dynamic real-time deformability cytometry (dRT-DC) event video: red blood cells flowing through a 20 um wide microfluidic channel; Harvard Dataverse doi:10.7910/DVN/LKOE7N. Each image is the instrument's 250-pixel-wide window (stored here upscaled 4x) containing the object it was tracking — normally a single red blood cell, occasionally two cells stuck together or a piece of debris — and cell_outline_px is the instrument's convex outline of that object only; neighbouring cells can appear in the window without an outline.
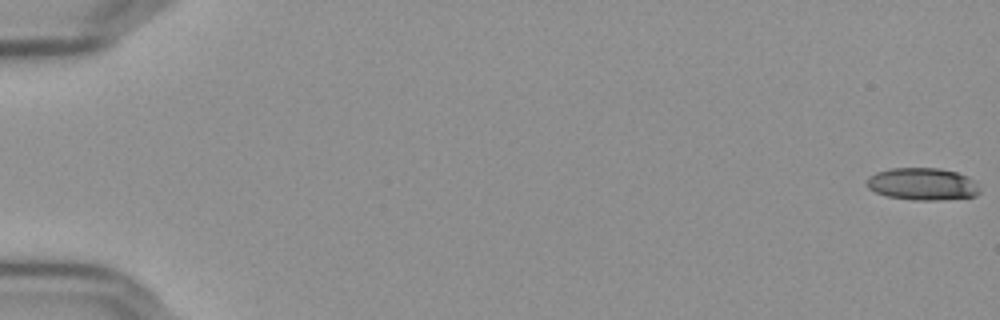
{"species": "Egyptian fruit bat (a non-hibernating species)", "species_latin": "Rousettus aegyptiacus", "temperature_condition": "cold", "stored_images_in_passage": 57, "camera_frame_rate_fps": 3000, "um_per_image_px": 0.085, "frame": {"image": 1, "passage_image": 1, "time_ms": 0.0, "image_size_px": [1000, 320], "cell_outline_px": [[980, 192], [976, 196], [940, 200], [912, 200], [888, 196], [876, 192], [868, 188], [864, 184], [868, 176], [876, 172], [892, 168], [940, 168], [956, 172], [968, 176], [972, 180]], "centroid_in_image_um": [78.36, 15.64], "position_along_channel_um": 6.6, "area_um2": 21.27}}
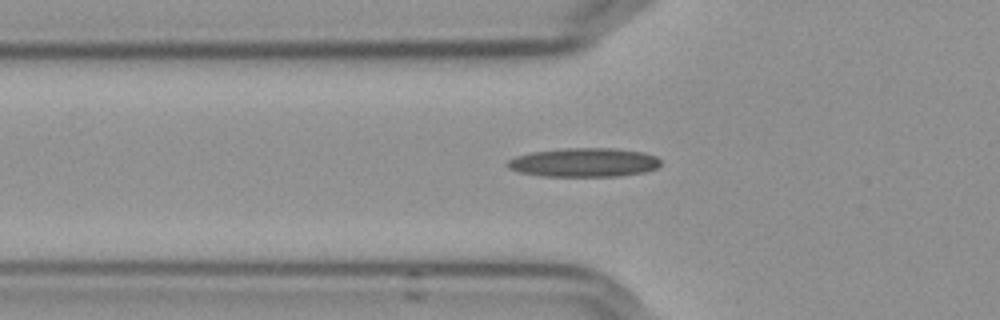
{"frame": {"image": 2, "passage_image": 21, "time_ms": 6.667, "image_size_px": [1000, 320], "cell_outline_px": [[660, 164], [656, 168], [644, 172], [620, 176], [544, 176], [520, 172], [508, 168], [504, 164], [508, 160], [516, 156], [532, 152], [564, 148], [612, 148], [644, 152], [656, 156], [660, 160]], "centroid_in_image_um": [49.63, 13.8], "position_along_channel_um": 76.2, "area_um2": 25.84}}
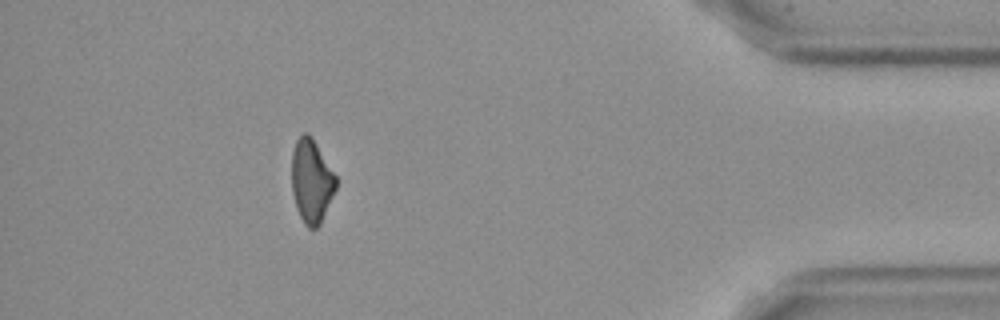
{"frame": {"image": 3, "passage_image": 52, "time_ms": 17.0, "image_size_px": [1000, 320], "cell_outline_px": [[336, 188], [320, 224], [316, 228], [308, 228], [304, 224], [296, 208], [292, 192], [292, 152], [296, 140], [304, 132], [308, 132], [312, 136], [336, 176]], "centroid_in_image_um": [26.46, 15.37], "position_along_channel_um": 408.7, "area_um2": 21.5}, "authors_computed_cell_mechanics": {"area_um2": 22.8888, "velocity_mm_per_s": 3.6454, "shape_relaxation_time_tau1_ms": 7.2821, "shape_relaxation_time_tau2_ms": null, "deformation_change_tau1": 0.1997, "deformation_change_tau2": null}}